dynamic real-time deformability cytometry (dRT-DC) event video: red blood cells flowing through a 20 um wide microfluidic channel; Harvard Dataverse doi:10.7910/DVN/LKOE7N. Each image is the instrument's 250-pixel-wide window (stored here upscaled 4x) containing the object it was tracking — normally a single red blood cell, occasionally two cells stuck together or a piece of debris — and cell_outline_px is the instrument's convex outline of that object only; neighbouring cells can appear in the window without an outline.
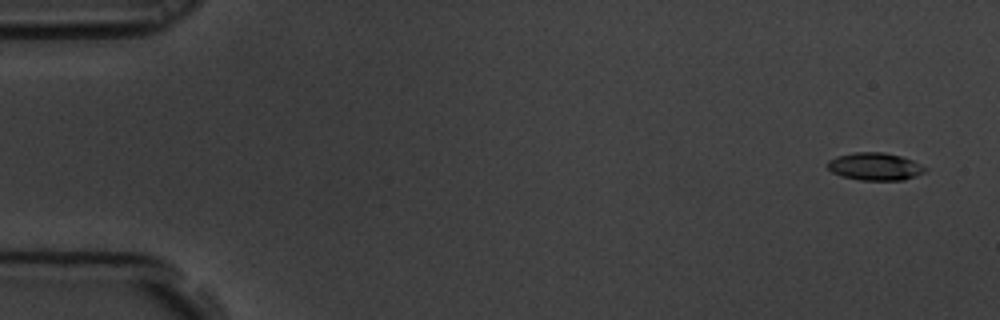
{"species": "common noctule bat (a hibernating species)", "species_latin": "Nyctalus noctula", "temperature_condition": "room temperature", "stored_images_in_passage": 53, "camera_frame_rate_fps": 3000, "um_per_image_px": 0.085, "animal": {"sex": "male", "body_mass_g": 19.5, "forearm_length_mm": 54.6}, "frame": {"image": 1, "passage_image": 2, "time_ms": 0.333, "image_size_px": [1000, 320], "cell_outline_px": [[928, 168], [924, 172], [916, 176], [904, 180], [860, 180], [840, 176], [832, 172], [828, 168], [828, 160], [836, 156], [856, 152], [884, 152], [900, 156], [912, 160]], "centroid_in_image_um": [74.37, 14.15], "position_along_channel_um": 10.6, "area_um2": 15.72}}
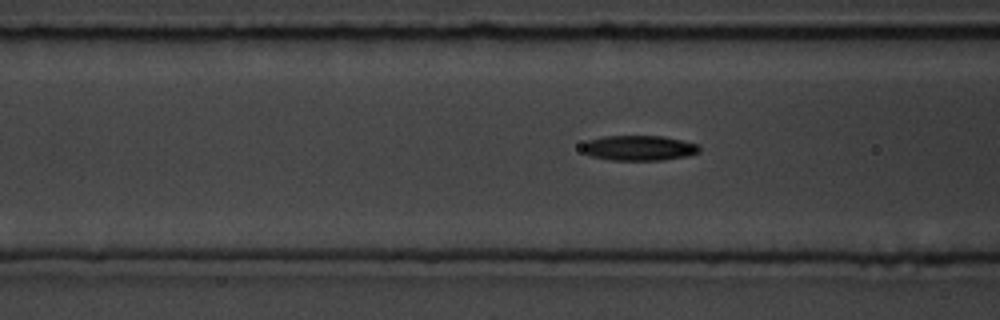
{"frame": {"image": 2, "passage_image": 22, "time_ms": 7.0, "image_size_px": [1000, 320], "cell_outline_px": [[700, 152], [688, 156], [660, 160], [612, 160], [588, 156], [580, 148], [588, 140], [604, 136], [664, 136], [696, 144], [700, 148]], "centroid_in_image_um": [54.28, 12.58], "position_along_channel_um": 112.3, "area_um2": 17.17}}
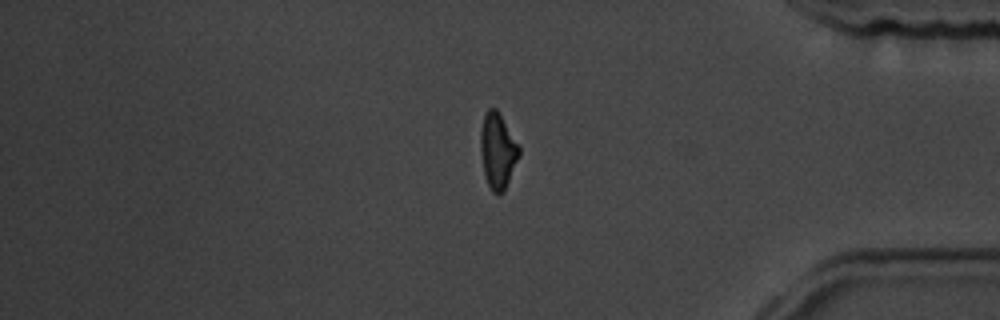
{"frame": {"image": 3, "passage_image": 48, "time_ms": 15.667, "image_size_px": [1000, 320], "cell_outline_px": [[520, 156], [504, 192], [500, 196], [496, 196], [492, 192], [488, 184], [484, 172], [480, 148], [480, 132], [484, 112], [488, 108], [496, 108], [520, 144]], "centroid_in_image_um": [42.32, 12.83], "position_along_channel_um": 392.9, "area_um2": 17.4}}